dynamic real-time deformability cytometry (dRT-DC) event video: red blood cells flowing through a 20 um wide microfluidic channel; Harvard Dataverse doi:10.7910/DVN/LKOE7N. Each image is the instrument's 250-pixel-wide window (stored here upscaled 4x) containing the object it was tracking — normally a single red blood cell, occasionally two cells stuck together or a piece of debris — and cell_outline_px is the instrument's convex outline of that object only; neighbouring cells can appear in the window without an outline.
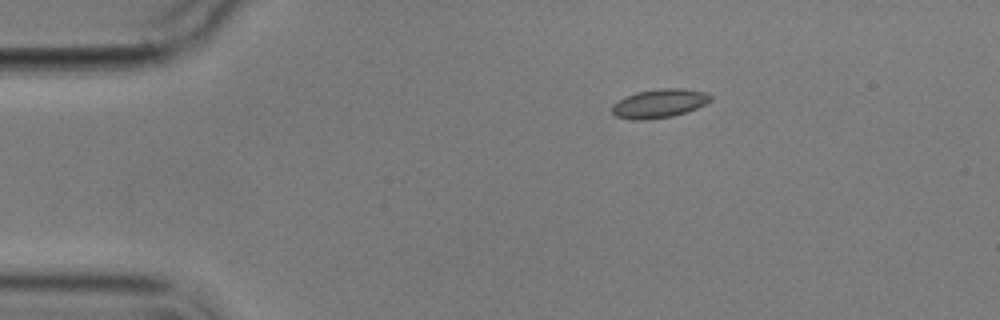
{"species": "common noctule bat (a hibernating species)", "species_latin": "Nyctalus noctula", "temperature_condition": "cold", "stored_images_in_passage": 5, "camera_frame_rate_fps": 3000, "um_per_image_px": 0.085, "animal": {"sex": "male", "body_mass_g": 17.9}, "frame": {"image": 1, "passage_image": 1, "time_ms": 0.0, "image_size_px": [1000, 320], "cell_outline_px": [[712, 100], [688, 112], [672, 116], [648, 120], [632, 120], [616, 116], [612, 112], [612, 104], [624, 96], [636, 92], [660, 88], [684, 88], [708, 92], [712, 96]], "centroid_in_image_um": [56.05, 8.78], "position_along_channel_um": 29.0, "area_um2": 16.82}}
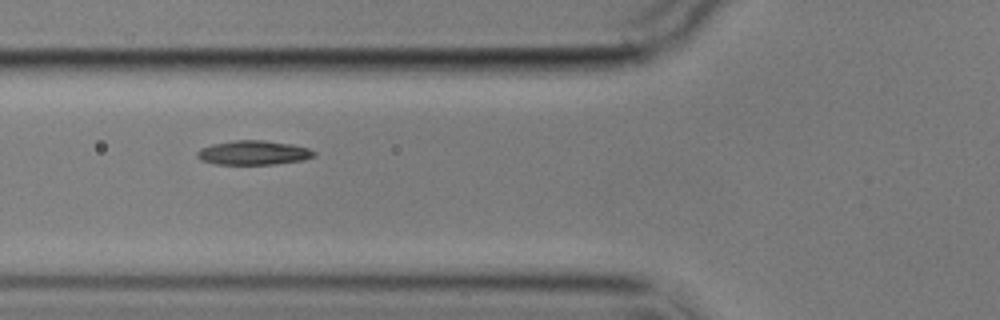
{"frame": {"image": 2, "passage_image": 4, "time_ms": 3.667, "image_size_px": [1000, 320], "cell_outline_px": [[316, 156], [304, 160], [276, 164], [216, 164], [200, 160], [196, 156], [196, 152], [200, 148], [212, 144], [232, 140], [264, 140], [292, 144], [308, 148], [316, 152]], "centroid_in_image_um": [21.54, 12.98], "position_along_channel_um": 104.3, "area_um2": 16.7}}
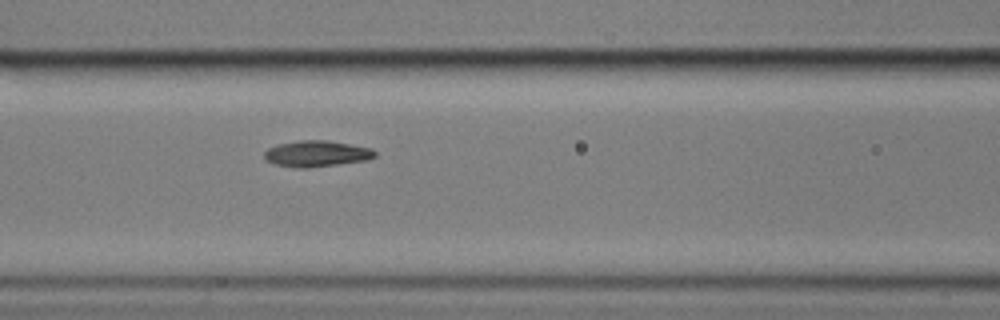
{"frame": {"image": 3, "passage_image": 5, "time_ms": 4.667, "image_size_px": [1000, 320], "cell_outline_px": [[376, 156], [368, 160], [308, 168], [300, 168], [272, 164], [264, 160], [264, 152], [268, 148], [276, 144], [300, 140], [328, 140], [372, 148], [376, 152]], "centroid_in_image_um": [26.89, 13.06], "position_along_channel_um": 139.7, "area_um2": 17.05}}